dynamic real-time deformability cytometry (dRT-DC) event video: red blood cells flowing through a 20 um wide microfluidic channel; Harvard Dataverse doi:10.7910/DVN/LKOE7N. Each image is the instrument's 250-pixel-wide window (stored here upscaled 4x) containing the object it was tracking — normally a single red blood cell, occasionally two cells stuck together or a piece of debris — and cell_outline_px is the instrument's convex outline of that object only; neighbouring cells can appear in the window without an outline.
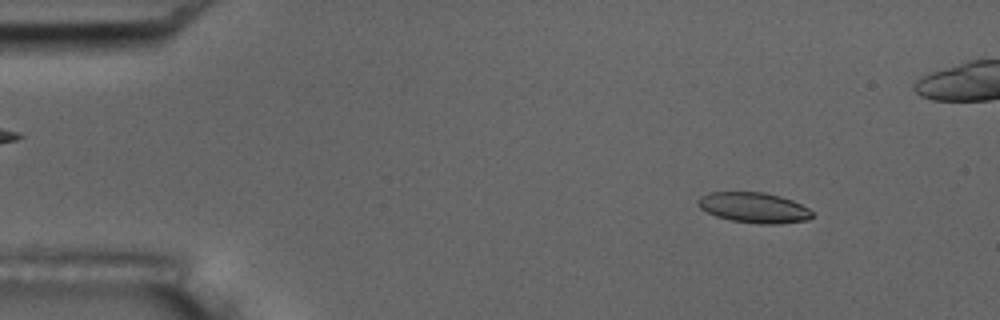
{"species": "common noctule bat (a hibernating species)", "species_latin": "Nyctalus noctula", "temperature_condition": "room temperature", "stored_images_in_passage": 14, "camera_frame_rate_fps": 3000, "um_per_image_px": 0.085, "animal": {"sex": "male", "body_mass_g": 17.5, "forearm_length_mm": 52.3}, "frame": {"image": 1, "passage_image": 1, "time_ms": 0.0, "image_size_px": [1000, 320], "cell_outline_px": [[812, 216], [808, 220], [780, 224], [760, 224], [732, 220], [716, 216], [700, 208], [696, 204], [696, 200], [700, 196], [708, 192], [764, 192], [780, 196], [792, 200], [808, 208], [812, 212]], "centroid_in_image_um": [64.06, 17.64], "position_along_channel_um": 20.9, "area_um2": 20.29}}